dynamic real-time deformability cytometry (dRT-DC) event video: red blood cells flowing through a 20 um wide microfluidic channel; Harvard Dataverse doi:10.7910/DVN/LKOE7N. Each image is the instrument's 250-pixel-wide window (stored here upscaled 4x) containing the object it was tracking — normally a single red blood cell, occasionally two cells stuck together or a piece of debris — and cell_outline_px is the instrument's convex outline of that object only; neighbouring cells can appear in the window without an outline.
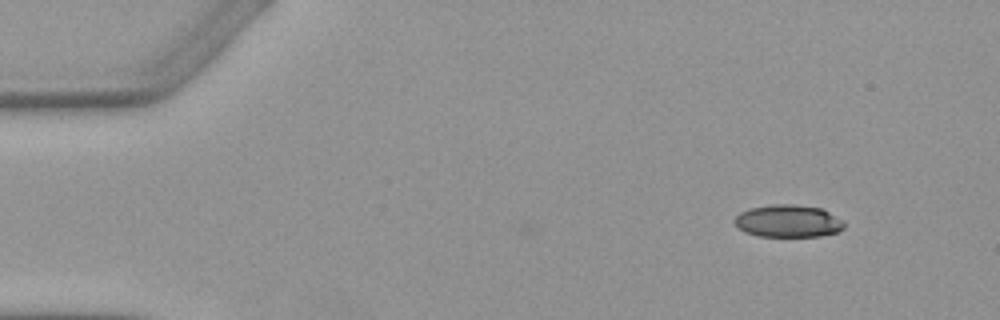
{"species": "Egyptian fruit bat (a non-hibernating species)", "species_latin": "Rousettus aegyptiacus", "temperature_condition": "warm", "stored_images_in_passage": 2, "camera_frame_rate_fps": 3000, "um_per_image_px": 0.085, "animal": {"sex": "female"}, "frame": {"image": 1, "passage_image": 2, "time_ms": 1.333, "image_size_px": [1000, 320], "cell_outline_px": [[844, 228], [840, 232], [820, 236], [756, 236], [744, 232], [736, 228], [732, 220], [740, 212], [748, 208], [772, 204], [792, 204], [820, 208], [844, 220]], "centroid_in_image_um": [66.95, 18.79], "position_along_channel_um": 18.0, "area_um2": 21.04}}